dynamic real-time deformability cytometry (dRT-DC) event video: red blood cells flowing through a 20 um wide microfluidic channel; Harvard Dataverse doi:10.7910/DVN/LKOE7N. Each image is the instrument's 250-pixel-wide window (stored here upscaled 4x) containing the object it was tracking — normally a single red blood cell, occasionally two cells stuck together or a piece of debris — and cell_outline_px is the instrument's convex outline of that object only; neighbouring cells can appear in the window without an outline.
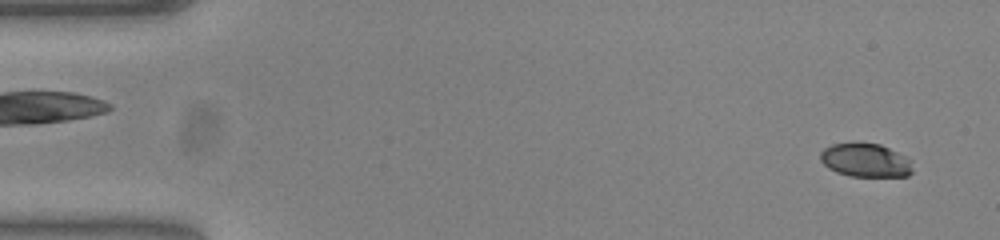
{"species": "common noctule bat (a hibernating species)", "species_latin": "Nyctalus noctula", "temperature_condition": "warm", "stored_images_in_passage": 53, "camera_frame_rate_fps": 3000, "um_per_image_px": 0.085, "animal": {"sex": "female", "body_mass_g": 23.0, "forearm_length_mm": 53.4}, "frame": {"image": 1, "passage_image": 3, "time_ms": 0.667, "image_size_px": [1000, 240], "cell_outline_px": [[912, 172], [908, 176], [848, 176], [836, 172], [828, 168], [820, 160], [820, 152], [824, 148], [832, 144], [880, 144], [912, 160]], "centroid_in_image_um": [73.56, 13.64], "position_along_channel_um": 11.4, "area_um2": 17.86}}
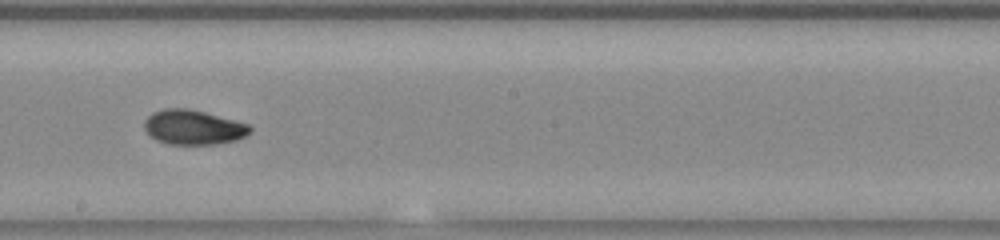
{"frame": {"image": 2, "passage_image": 30, "time_ms": 9.667, "image_size_px": [1000, 240], "cell_outline_px": [[252, 132], [236, 140], [216, 144], [168, 144], [156, 140], [144, 128], [144, 120], [152, 112], [164, 108], [188, 108], [204, 112], [248, 124], [252, 128]], "centroid_in_image_um": [16.42, 10.81], "position_along_channel_um": 231.8, "area_um2": 21.27}}
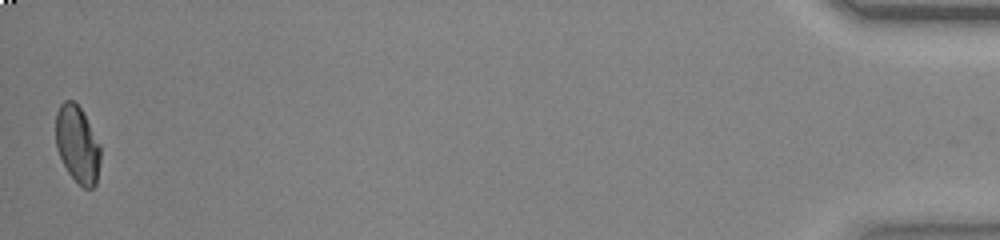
{"frame": {"image": 3, "passage_image": 53, "time_ms": 17.333, "image_size_px": [1000, 240], "cell_outline_px": [[100, 160], [96, 184], [92, 188], [84, 188], [68, 172], [56, 148], [56, 112], [60, 104], [64, 100], [72, 100], [80, 108], [100, 144]], "centroid_in_image_um": [6.57, 12.26], "position_along_channel_um": 428.6, "area_um2": 19.83}, "authors_computed_cell_mechanics": {"area_um2": 20.6924, "velocity_mm_per_s": 3.8504, "shape_relaxation_time_tau1_ms": 6.3574, "shape_relaxation_time_tau2_ms": 1.5639, "deformation_change_tau1": 0.1939, "deformation_change_tau2": 0.0499}}